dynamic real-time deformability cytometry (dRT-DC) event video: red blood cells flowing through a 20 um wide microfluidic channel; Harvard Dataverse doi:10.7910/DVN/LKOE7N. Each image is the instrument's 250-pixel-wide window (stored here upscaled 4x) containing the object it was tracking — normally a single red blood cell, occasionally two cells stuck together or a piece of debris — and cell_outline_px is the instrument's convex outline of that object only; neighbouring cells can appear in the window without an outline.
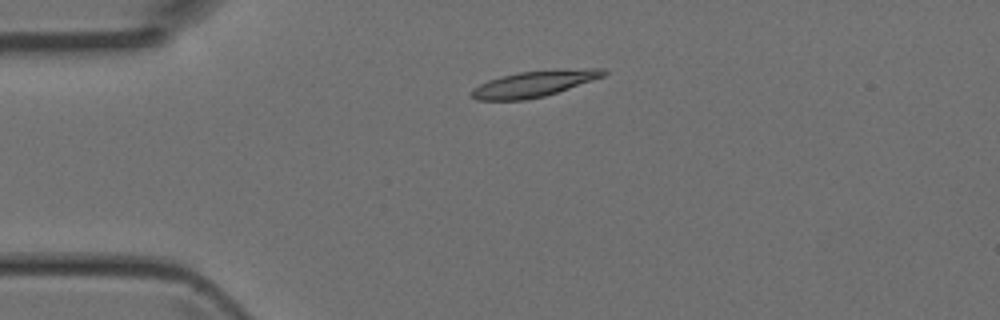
{"species": "Egyptian fruit bat (a non-hibernating species)", "species_latin": "Rousettus aegyptiacus", "temperature_condition": "room temperature", "stored_images_in_passage": 4, "camera_frame_rate_fps": 3000, "um_per_image_px": 0.085, "animal": {"sex": "female"}, "frame": {"image": 1, "passage_image": 3, "time_ms": 0.667, "image_size_px": [1000, 320], "cell_outline_px": [[608, 72], [604, 76], [544, 96], [524, 100], [476, 100], [468, 92], [472, 88], [488, 80], [520, 72], [588, 68], [604, 68]], "centroid_in_image_um": [45.36, 7.13], "position_along_channel_um": 39.6, "area_um2": 19.65}}